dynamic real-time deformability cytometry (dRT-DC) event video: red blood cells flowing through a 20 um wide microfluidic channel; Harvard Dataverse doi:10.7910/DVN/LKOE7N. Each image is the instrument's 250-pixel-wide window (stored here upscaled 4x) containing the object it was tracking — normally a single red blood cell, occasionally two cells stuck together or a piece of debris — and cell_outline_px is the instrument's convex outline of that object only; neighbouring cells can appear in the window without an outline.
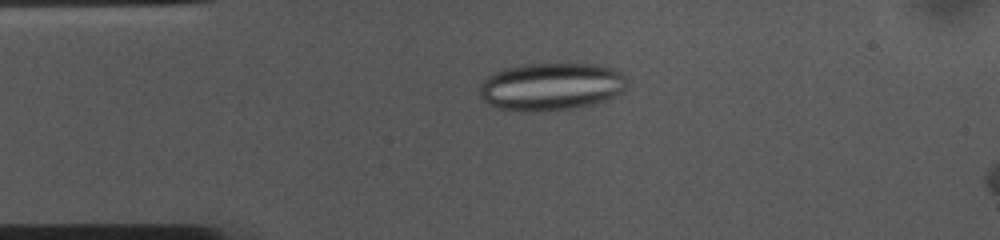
{"species": "common noctule bat (a hibernating species)", "species_latin": "Nyctalus noctula", "temperature_condition": "cold", "stored_images_in_passage": 50, "camera_frame_rate_fps": 3000, "um_per_image_px": 0.085, "animal": {"sex": "female", "body_mass_g": 10.0, "forearm_length_mm": 53.1}, "frame": {"image": 1, "passage_image": 11, "time_ms": 3.333, "image_size_px": [1000, 240], "cell_outline_px": [[628, 88], [624, 92], [604, 100], [592, 104], [572, 108], [540, 112], [496, 108], [488, 104], [480, 96], [480, 84], [488, 76], [504, 68], [524, 64], [596, 64], [616, 68], [624, 76], [628, 84]], "centroid_in_image_um": [46.88, 7.35], "position_along_channel_um": 38.1, "area_um2": 41.15}}
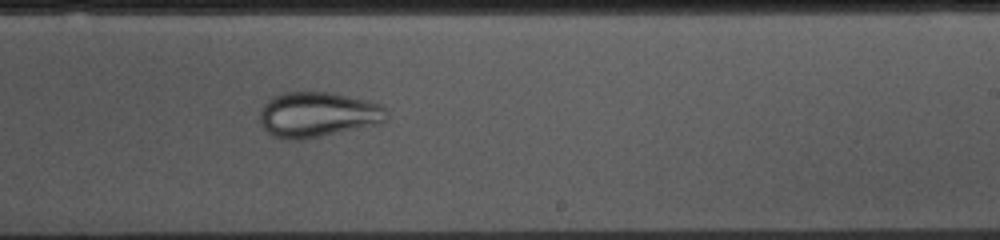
{"frame": {"image": 2, "passage_image": 31, "time_ms": 10.0, "image_size_px": [1000, 240], "cell_outline_px": [[388, 116], [380, 124], [300, 140], [288, 140], [272, 136], [260, 124], [260, 108], [272, 96], [284, 92], [332, 92], [380, 104], [388, 112]], "centroid_in_image_um": [26.97, 9.74], "position_along_channel_um": 262.0, "area_um2": 33.47}}
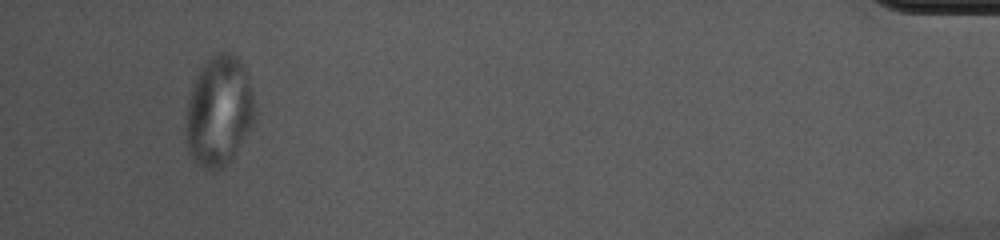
{"frame": {"image": 3, "passage_image": 50, "time_ms": 16.333, "image_size_px": [1000, 240], "cell_outline_px": [[256, 120], [236, 152], [216, 172], [208, 172], [196, 164], [192, 160], [188, 152], [184, 132], [188, 92], [200, 68], [216, 52], [232, 52], [244, 64], [248, 76], [256, 108]], "centroid_in_image_um": [18.59, 9.46], "position_along_channel_um": 416.6, "area_um2": 45.37}}